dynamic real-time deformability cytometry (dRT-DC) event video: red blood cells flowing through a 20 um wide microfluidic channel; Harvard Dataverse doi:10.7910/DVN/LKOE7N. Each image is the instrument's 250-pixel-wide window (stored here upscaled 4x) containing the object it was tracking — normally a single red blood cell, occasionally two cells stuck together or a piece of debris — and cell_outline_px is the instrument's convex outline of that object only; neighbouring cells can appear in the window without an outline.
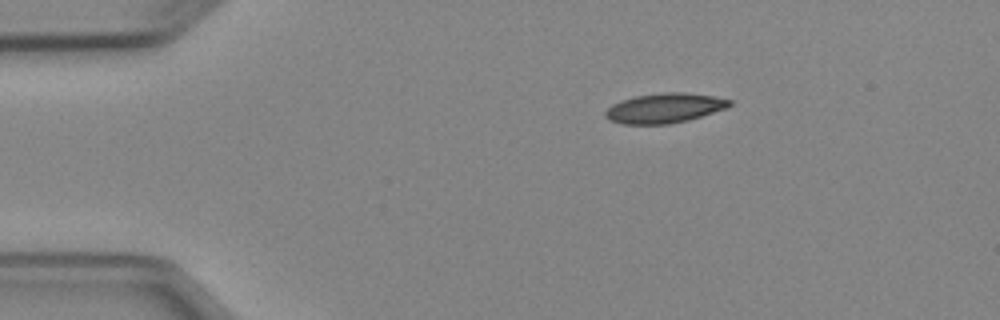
{"species": "Egyptian fruit bat (a non-hibernating species)", "species_latin": "Rousettus aegyptiacus", "temperature_condition": "cold", "stored_images_in_passage": 6, "camera_frame_rate_fps": 3000, "um_per_image_px": 0.085, "animal": {"sex": "female"}, "frame": {"image": 1, "passage_image": 1, "time_ms": 0.0, "image_size_px": [1000, 320], "cell_outline_px": [[732, 104], [728, 108], [688, 120], [668, 124], [620, 124], [608, 120], [604, 116], [604, 112], [612, 104], [620, 100], [636, 96], [664, 92], [684, 92], [712, 96], [732, 100]], "centroid_in_image_um": [56.46, 9.19], "position_along_channel_um": 28.5, "area_um2": 21.68}}
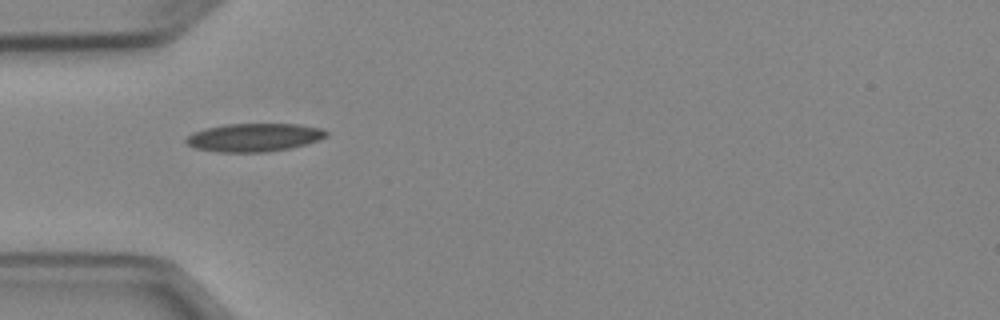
{"frame": {"image": 2, "passage_image": 3, "time_ms": 2.333, "image_size_px": [1000, 320], "cell_outline_px": [[328, 136], [320, 140], [288, 148], [264, 152], [220, 152], [196, 148], [188, 144], [184, 140], [192, 132], [204, 128], [224, 124], [296, 124], [320, 128], [328, 132]], "centroid_in_image_um": [21.58, 11.67], "position_along_channel_um": 63.4, "area_um2": 22.95}}
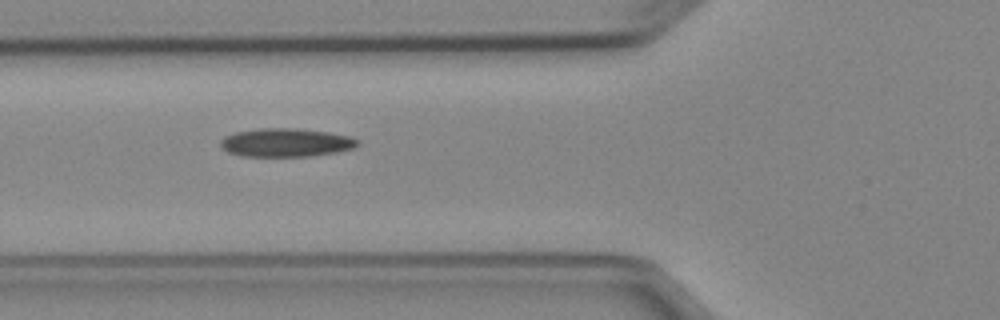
{"frame": {"image": 3, "passage_image": 4, "time_ms": 3.333, "image_size_px": [1000, 320], "cell_outline_px": [[360, 144], [352, 148], [336, 152], [308, 156], [240, 156], [228, 152], [220, 148], [220, 140], [224, 136], [236, 132], [260, 128], [296, 128], [328, 132], [348, 136], [360, 140]], "centroid_in_image_um": [24.27, 12.11], "position_along_channel_um": 101.5, "area_um2": 22.77}}